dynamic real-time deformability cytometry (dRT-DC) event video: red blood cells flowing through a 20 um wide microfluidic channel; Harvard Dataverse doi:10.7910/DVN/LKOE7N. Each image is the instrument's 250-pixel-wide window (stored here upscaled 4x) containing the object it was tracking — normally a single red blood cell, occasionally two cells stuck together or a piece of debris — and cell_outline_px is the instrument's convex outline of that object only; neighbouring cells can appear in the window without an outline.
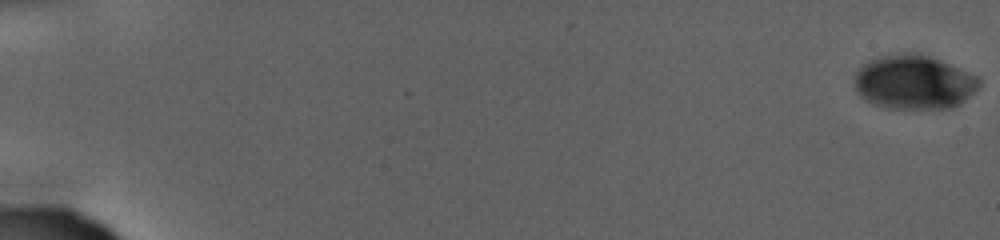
{"species": "human", "species_latin": "Homo sapiens", "temperature_condition": "warm", "stored_images_in_passage": 84, "camera_frame_rate_fps": 3000, "um_per_image_px": 0.085, "donor": {"sex": "female"}, "frame": {"image": 1, "passage_image": 1, "time_ms": 0.0, "image_size_px": [1000, 240], "cell_outline_px": [[980, 80], [956, 104], [948, 108], [892, 108], [876, 104], [868, 100], [856, 88], [856, 76], [860, 68], [872, 60], [884, 56], [928, 56], [976, 76]], "centroid_in_image_um": [77.63, 7.01], "position_along_channel_um": 7.4, "area_um2": 36.47}}
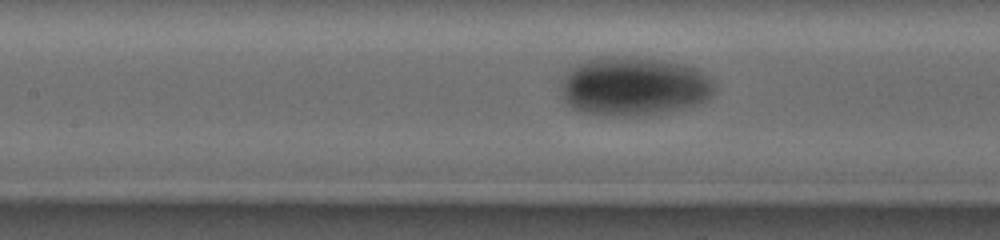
{"frame": {"image": 2, "passage_image": 48, "time_ms": 15.667, "image_size_px": [1000, 240], "cell_outline_px": [[712, 92], [704, 100], [680, 108], [656, 112], [624, 116], [612, 116], [584, 112], [568, 104], [564, 100], [564, 76], [576, 64], [584, 60], [596, 56], [628, 56], [664, 60], [684, 64], [696, 68], [704, 76], [712, 88]], "centroid_in_image_um": [53.8, 7.29], "position_along_channel_um": 153.6, "area_um2": 51.27}}
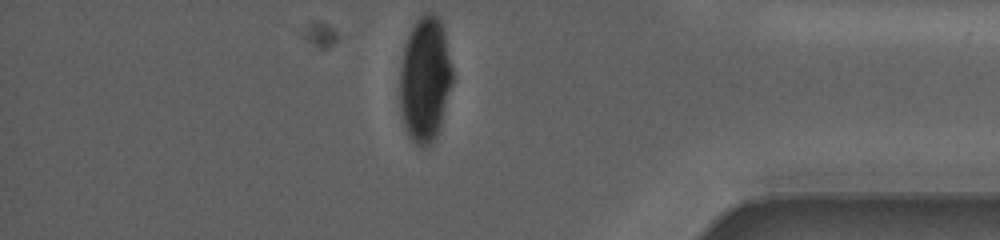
{"frame": {"image": 3, "passage_image": 84, "time_ms": 27.667, "image_size_px": [1000, 240], "cell_outline_px": [[452, 84], [440, 124], [436, 136], [432, 144], [424, 148], [416, 144], [408, 136], [404, 128], [400, 108], [400, 68], [404, 48], [408, 36], [416, 20], [424, 12], [432, 12], [440, 20], [444, 28], [452, 68]], "centroid_in_image_um": [36.12, 6.75], "position_along_channel_um": 399.1, "area_um2": 38.49}}